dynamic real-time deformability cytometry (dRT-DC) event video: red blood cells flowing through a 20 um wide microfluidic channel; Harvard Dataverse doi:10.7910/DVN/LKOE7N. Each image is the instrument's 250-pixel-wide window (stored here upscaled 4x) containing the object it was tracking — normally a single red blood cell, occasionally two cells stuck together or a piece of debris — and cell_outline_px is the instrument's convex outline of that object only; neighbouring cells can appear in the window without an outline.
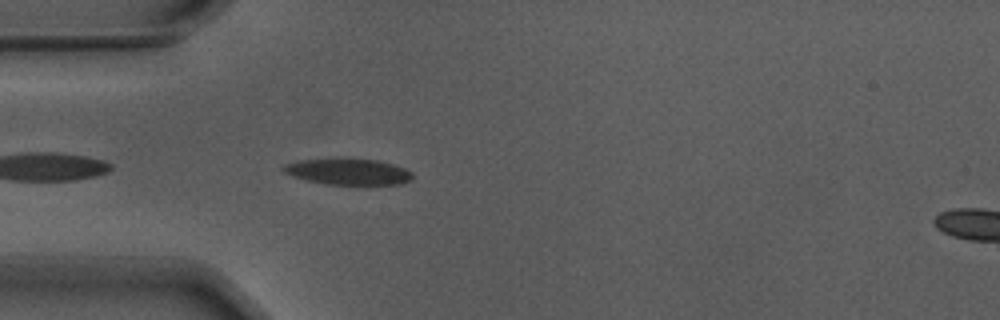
{"species": "Egyptian fruit bat (a non-hibernating species)", "species_latin": "Rousettus aegyptiacus", "temperature_condition": "warm", "stored_images_in_passage": 25, "camera_frame_rate_fps": 3000, "um_per_image_px": 0.085, "animal": {"sex": "male"}, "frame": {"image": 1, "passage_image": 1, "time_ms": 0.0, "image_size_px": [1000, 320], "cell_outline_px": [[412, 180], [400, 184], [368, 188], [356, 188], [324, 184], [308, 180], [284, 172], [280, 168], [284, 164], [300, 160], [336, 156], [344, 156], [376, 160], [392, 164], [404, 168], [412, 172]], "centroid_in_image_um": [29.64, 14.62], "position_along_channel_um": 55.4, "area_um2": 21.44}}
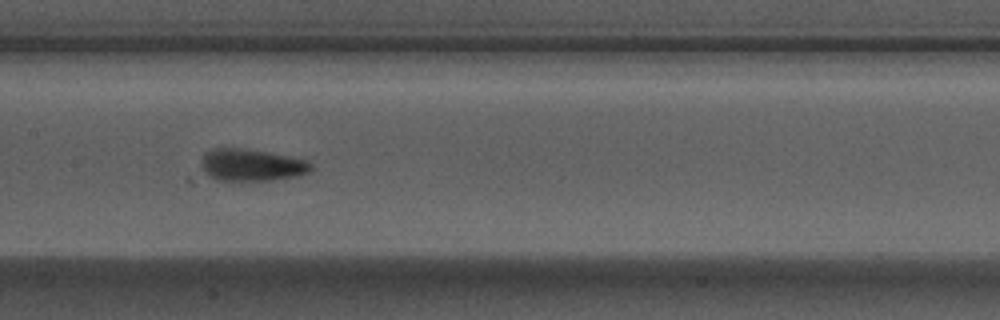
{"frame": {"image": 2, "passage_image": 12, "time_ms": 3.667, "image_size_px": [1000, 320], "cell_outline_px": [[312, 168], [308, 172], [296, 176], [272, 180], [216, 180], [208, 176], [204, 172], [200, 164], [204, 156], [212, 148], [240, 148], [264, 152], [304, 160], [312, 164]], "centroid_in_image_um": [21.32, 14.04], "position_along_channel_um": 186.1, "area_um2": 20.06}}
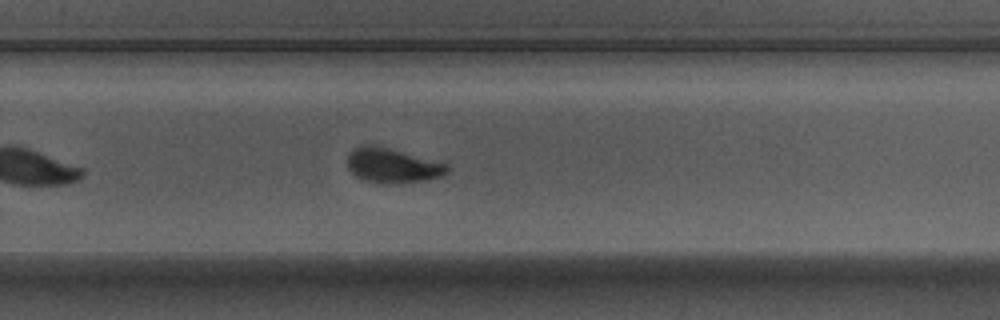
{"frame": {"image": 3, "passage_image": 21, "time_ms": 6.667, "image_size_px": [1000, 320], "cell_outline_px": [[452, 168], [448, 172], [440, 176], [428, 180], [388, 184], [376, 184], [364, 180], [356, 176], [348, 168], [348, 152], [360, 144], [372, 144], [388, 148], [448, 164]], "centroid_in_image_um": [33.34, 14.07], "position_along_channel_um": 296.5, "area_um2": 20.35}}